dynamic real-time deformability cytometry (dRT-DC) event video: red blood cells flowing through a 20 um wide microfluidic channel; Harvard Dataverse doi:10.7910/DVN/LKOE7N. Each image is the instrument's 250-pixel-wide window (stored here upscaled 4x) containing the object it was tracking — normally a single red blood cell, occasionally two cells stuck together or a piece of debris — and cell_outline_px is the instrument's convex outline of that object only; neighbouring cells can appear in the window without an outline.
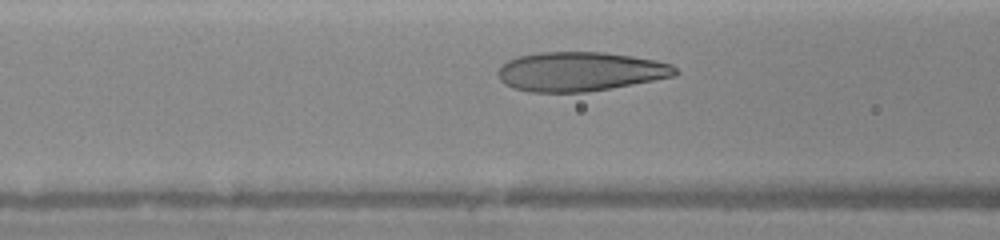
{"species": "human", "species_latin": "Homo sapiens", "temperature_condition": "warm", "stored_images_in_passage": 21, "camera_frame_rate_fps": 3000, "um_per_image_px": 0.085, "donor": {"sex": "female"}, "frame": {"image": 1, "passage_image": 9, "time_ms": 1.333, "image_size_px": [1000, 240], "cell_outline_px": [[680, 72], [676, 76], [588, 92], [528, 92], [512, 88], [504, 84], [500, 80], [496, 72], [508, 60], [520, 56], [540, 52], [604, 52], [632, 56], [656, 60], [672, 64]], "centroid_in_image_um": [49.32, 6.08], "position_along_channel_um": 117.3, "area_um2": 40.69}}
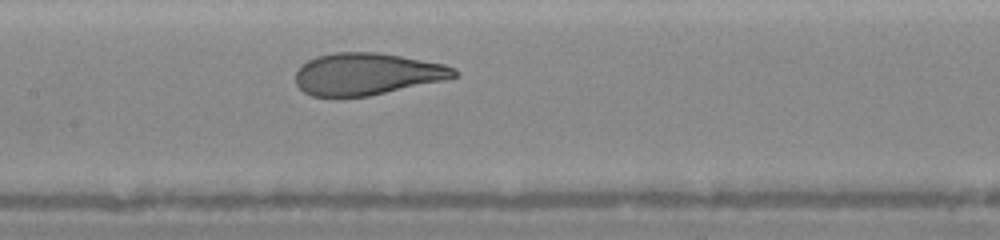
{"frame": {"image": 2, "passage_image": 18, "time_ms": 2.667, "image_size_px": [1000, 240], "cell_outline_px": [[460, 76], [444, 80], [368, 96], [312, 96], [304, 92], [296, 84], [296, 72], [300, 64], [316, 56], [336, 52], [380, 52], [444, 64], [456, 68], [460, 72]], "centroid_in_image_um": [31.21, 6.27], "position_along_channel_um": 176.2, "area_um2": 38.9}}